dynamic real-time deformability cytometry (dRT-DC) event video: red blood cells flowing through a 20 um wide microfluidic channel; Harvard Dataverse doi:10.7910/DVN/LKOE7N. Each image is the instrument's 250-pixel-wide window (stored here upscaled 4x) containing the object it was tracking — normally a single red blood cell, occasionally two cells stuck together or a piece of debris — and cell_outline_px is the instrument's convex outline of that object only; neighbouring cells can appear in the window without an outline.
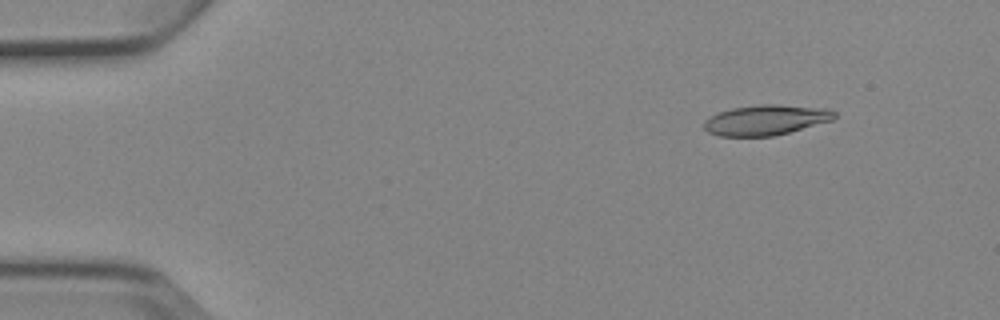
{"species": "Egyptian fruit bat (a non-hibernating species)", "species_latin": "Rousettus aegyptiacus", "temperature_condition": "cold", "stored_images_in_passage": 6, "camera_frame_rate_fps": 3000, "um_per_image_px": 0.085, "animal": {"sex": "female"}, "frame": {"image": 1, "passage_image": 2, "time_ms": 1.0, "image_size_px": [1000, 320], "cell_outline_px": [[836, 116], [832, 120], [788, 132], [772, 136], [720, 136], [708, 132], [704, 128], [704, 120], [720, 112], [732, 108], [760, 104], [780, 104], [828, 108], [836, 112]], "centroid_in_image_um": [65.11, 10.19], "position_along_channel_um": 19.9, "area_um2": 22.89}}
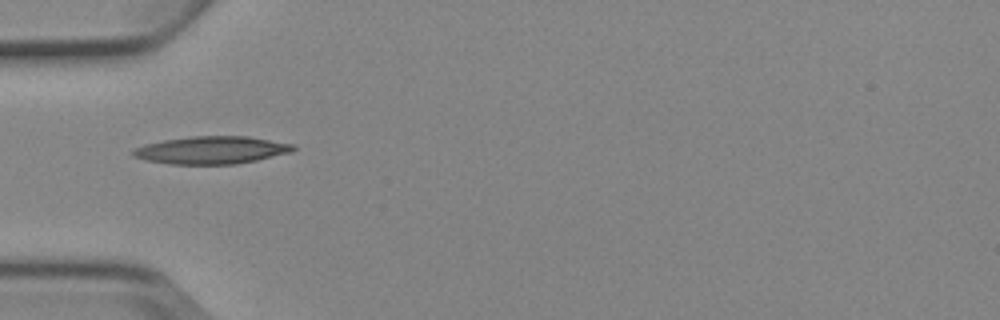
{"frame": {"image": 2, "passage_image": 5, "time_ms": 4.667, "image_size_px": [1000, 320], "cell_outline_px": [[296, 148], [292, 152], [256, 160], [236, 164], [172, 164], [144, 160], [132, 156], [132, 152], [136, 148], [144, 144], [164, 140], [192, 136], [248, 136], [296, 144]], "centroid_in_image_um": [18.01, 12.75], "position_along_channel_um": 67.0, "area_um2": 25.84}}
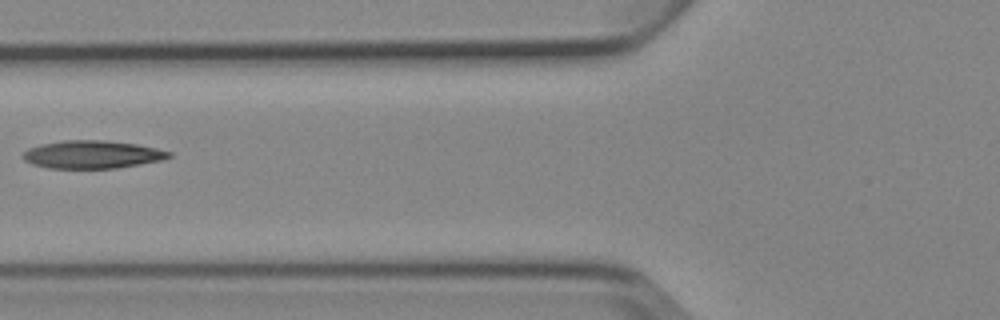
{"frame": {"image": 3, "passage_image": 6, "time_ms": 6.0, "image_size_px": [1000, 320], "cell_outline_px": [[172, 156], [160, 160], [140, 164], [116, 168], [48, 168], [32, 164], [24, 160], [24, 152], [28, 148], [40, 144], [64, 140], [104, 140], [136, 144], [156, 148], [172, 152]], "centroid_in_image_um": [7.83, 13.13], "position_along_channel_um": 118.0, "area_um2": 23.64}}